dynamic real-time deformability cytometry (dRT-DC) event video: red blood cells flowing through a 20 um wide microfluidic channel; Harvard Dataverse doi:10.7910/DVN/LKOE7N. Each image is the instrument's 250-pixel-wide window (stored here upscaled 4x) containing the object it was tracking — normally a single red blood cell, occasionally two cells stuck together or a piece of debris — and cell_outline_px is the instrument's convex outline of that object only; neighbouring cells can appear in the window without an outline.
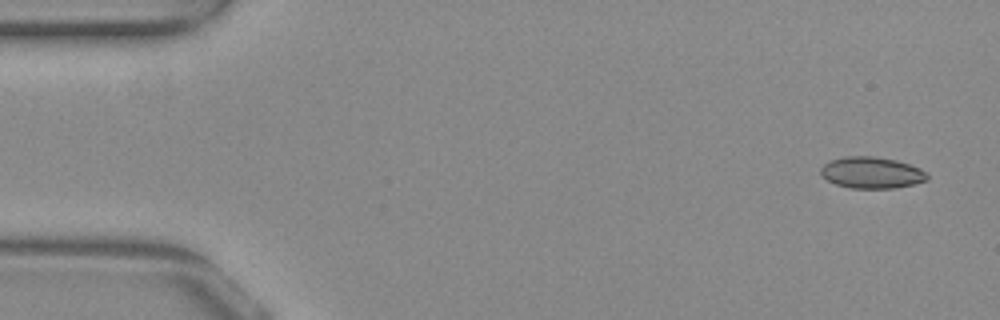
{"species": "common noctule bat (a hibernating species)", "species_latin": "Nyctalus noctula", "temperature_condition": "warm", "stored_images_in_passage": 14, "camera_frame_rate_fps": 3000, "um_per_image_px": 0.085, "animal": {"sex": "female", "body_mass_g": 29.2, "forearm_length_mm": 56.3}, "frame": {"image": 1, "passage_image": 1, "time_ms": 0.0, "image_size_px": [1000, 320], "cell_outline_px": [[928, 180], [912, 184], [892, 188], [852, 188], [836, 184], [828, 180], [820, 172], [820, 168], [828, 160], [844, 156], [872, 156], [896, 160], [920, 168], [928, 176]], "centroid_in_image_um": [74.06, 14.66], "position_along_channel_um": 10.9, "area_um2": 19.36}}
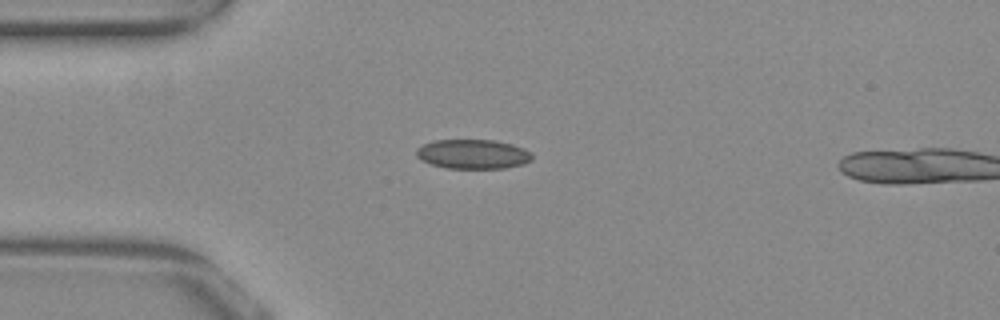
{"frame": {"image": 2, "passage_image": 12, "time_ms": 3.667, "image_size_px": [1000, 320], "cell_outline_px": [[532, 160], [524, 164], [504, 168], [448, 168], [432, 164], [420, 160], [416, 156], [416, 148], [432, 140], [496, 140], [512, 144], [524, 148], [532, 152]], "centroid_in_image_um": [40.21, 13.09], "position_along_channel_um": 44.8, "area_um2": 20.0}}